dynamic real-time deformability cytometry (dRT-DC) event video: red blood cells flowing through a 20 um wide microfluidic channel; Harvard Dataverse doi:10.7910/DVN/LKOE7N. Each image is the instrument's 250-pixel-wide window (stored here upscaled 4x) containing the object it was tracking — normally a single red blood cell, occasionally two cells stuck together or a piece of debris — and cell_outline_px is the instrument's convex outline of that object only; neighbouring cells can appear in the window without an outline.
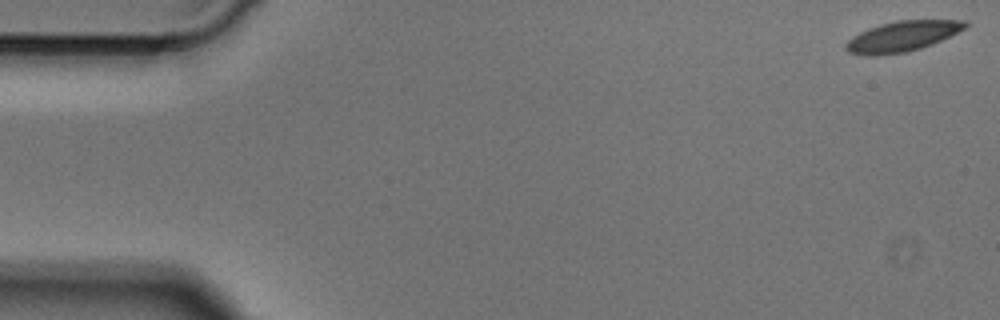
{"species": "Egyptian fruit bat (a non-hibernating species)", "species_latin": "Rousettus aegyptiacus", "temperature_condition": "cold", "stored_images_in_passage": 14, "camera_frame_rate_fps": 3000, "um_per_image_px": 0.085, "animal": {"sex": "male"}, "frame": {"image": 1, "passage_image": 1, "time_ms": 0.0, "image_size_px": [1000, 320], "cell_outline_px": [[972, 24], [932, 44], [920, 48], [904, 52], [876, 56], [868, 56], [848, 52], [844, 48], [844, 44], [852, 36], [860, 32], [880, 24], [896, 20], [968, 20]], "centroid_in_image_um": [76.67, 3.08], "position_along_channel_um": 8.3, "area_um2": 21.1}}
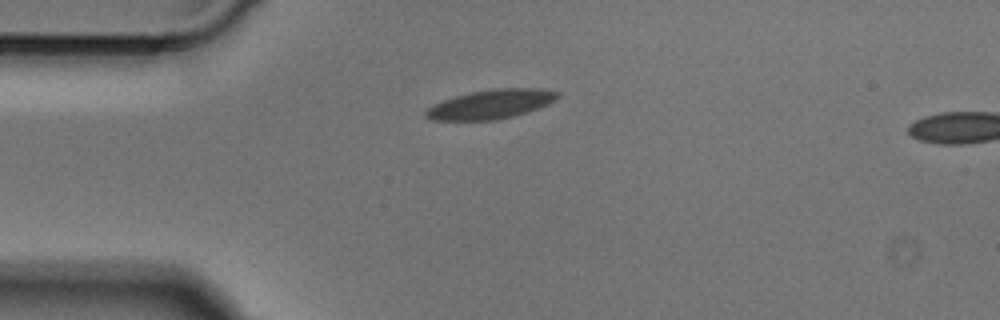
{"frame": {"image": 2, "passage_image": 12, "time_ms": 3.667, "image_size_px": [1000, 320], "cell_outline_px": [[560, 96], [556, 100], [548, 104], [528, 112], [496, 120], [432, 120], [424, 116], [424, 112], [432, 104], [456, 96], [472, 92], [496, 88], [540, 88], [560, 92]], "centroid_in_image_um": [41.75, 8.86], "position_along_channel_um": 43.3, "area_um2": 22.43}}